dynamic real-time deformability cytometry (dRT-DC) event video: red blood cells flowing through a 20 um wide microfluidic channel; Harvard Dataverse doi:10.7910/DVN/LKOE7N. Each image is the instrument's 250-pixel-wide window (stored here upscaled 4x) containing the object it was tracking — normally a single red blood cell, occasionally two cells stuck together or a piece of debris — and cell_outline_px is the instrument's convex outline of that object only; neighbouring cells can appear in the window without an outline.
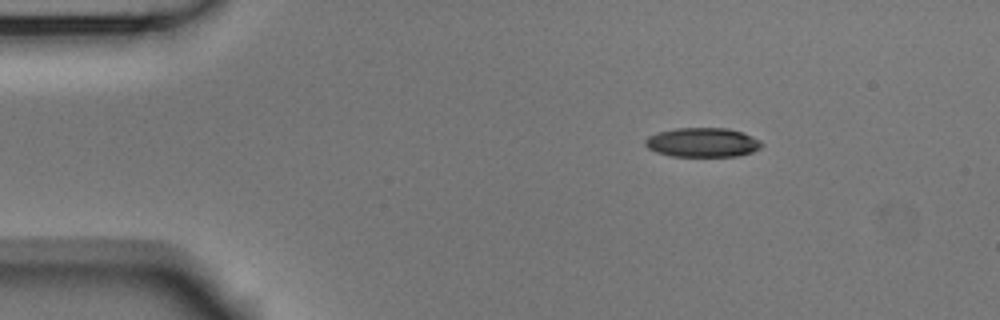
{"species": "Egyptian fruit bat (a non-hibernating species)", "species_latin": "Rousettus aegyptiacus", "temperature_condition": "room temperature", "stored_images_in_passage": 4, "camera_frame_rate_fps": 3000, "um_per_image_px": 0.085, "animal": {"sex": "male"}, "frame": {"image": 1, "passage_image": 2, "time_ms": 0.333, "image_size_px": [1000, 320], "cell_outline_px": [[764, 144], [760, 148], [752, 152], [736, 156], [672, 156], [656, 152], [648, 148], [644, 144], [644, 140], [648, 136], [656, 132], [676, 128], [728, 128], [752, 136]], "centroid_in_image_um": [59.68, 12.1], "position_along_channel_um": 25.3, "area_um2": 19.88}}